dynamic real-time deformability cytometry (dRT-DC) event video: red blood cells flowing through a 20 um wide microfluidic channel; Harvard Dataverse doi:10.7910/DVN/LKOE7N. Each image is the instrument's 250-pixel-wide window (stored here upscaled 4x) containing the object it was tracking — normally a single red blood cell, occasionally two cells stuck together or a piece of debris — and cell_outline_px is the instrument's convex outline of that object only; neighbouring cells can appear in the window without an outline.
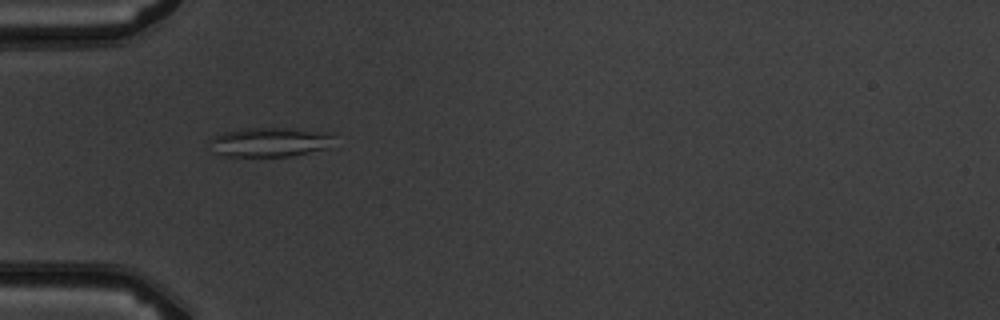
{"species": "common noctule bat (a hibernating species)", "species_latin": "Nyctalus noctula", "temperature_condition": "warm", "stored_images_in_passage": 4, "camera_frame_rate_fps": 3000, "um_per_image_px": 0.085, "animal": {"sex": "male", "body_mass_g": 19.5, "forearm_length_mm": 54.6}, "frame": {"image": 1, "passage_image": 3, "time_ms": 2.333, "image_size_px": [1000, 320], "cell_outline_px": [[332, 148], [288, 156], [224, 156], [216, 152], [208, 140], [212, 136], [224, 132], [244, 128], [296, 128], [332, 132]], "centroid_in_image_um": [22.99, 12.06], "position_along_channel_um": 62.0, "area_um2": 21.5}}
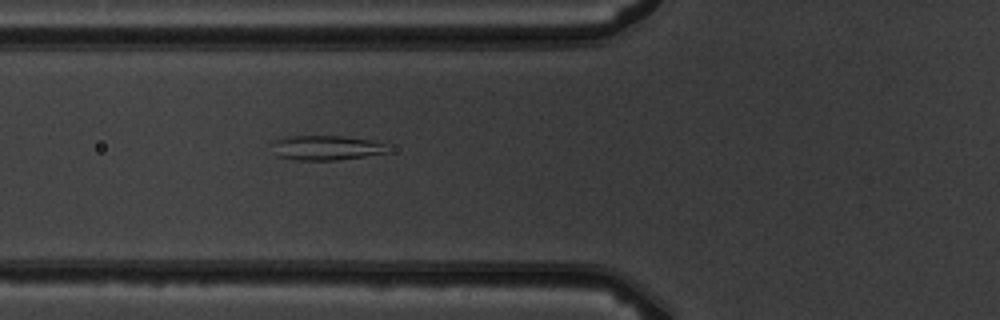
{"frame": {"image": 2, "passage_image": 4, "time_ms": 3.333, "image_size_px": [1000, 320], "cell_outline_px": [[388, 152], [364, 156], [336, 160], [296, 160], [276, 156], [268, 144], [276, 140], [288, 136], [344, 136], [372, 140], [384, 144]], "centroid_in_image_um": [27.63, 12.56], "position_along_channel_um": 98.2, "area_um2": 16.7}}